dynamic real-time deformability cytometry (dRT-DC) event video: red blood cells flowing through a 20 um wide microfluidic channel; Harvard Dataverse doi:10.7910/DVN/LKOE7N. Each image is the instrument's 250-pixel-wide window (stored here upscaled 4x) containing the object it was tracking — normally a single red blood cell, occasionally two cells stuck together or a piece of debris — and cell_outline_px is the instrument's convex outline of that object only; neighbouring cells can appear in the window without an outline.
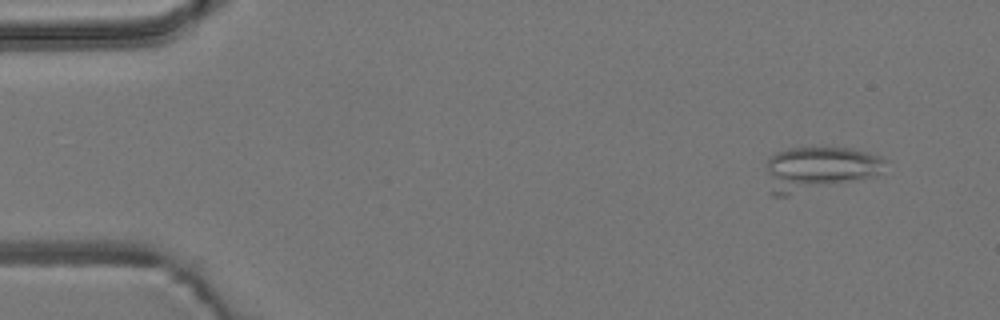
{"species": "common noctule bat (a hibernating species)", "species_latin": "Nyctalus noctula", "temperature_condition": "room temperature", "stored_images_in_passage": 30, "camera_frame_rate_fps": 3000, "um_per_image_px": 0.085, "animal": {"sex": "male", "body_mass_g": 19.2, "forearm_length_mm": 51.8}, "frame": {"image": 1, "passage_image": 4, "time_ms": 1.0, "image_size_px": [1000, 320], "cell_outline_px": [[888, 160], [872, 176], [788, 196], [772, 196], [768, 192], [768, 160], [776, 152], [788, 148], [812, 144], [852, 148], [880, 156]], "centroid_in_image_um": [69.54, 14.29], "position_along_channel_um": 15.5, "area_um2": 31.15}}
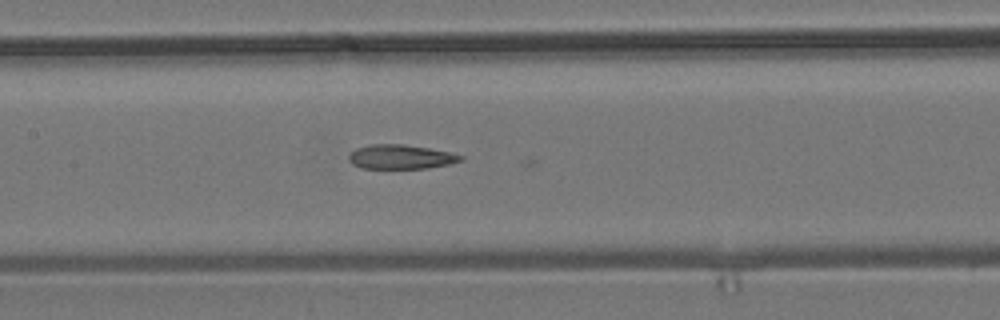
{"frame": {"image": 2, "passage_image": 25, "time_ms": 8.0, "image_size_px": [1000, 320], "cell_outline_px": [[464, 160], [452, 164], [428, 168], [360, 168], [352, 164], [348, 160], [348, 156], [356, 148], [372, 144], [404, 144], [428, 148], [448, 152], [464, 156]], "centroid_in_image_um": [34.08, 13.34], "position_along_channel_um": 173.3, "area_um2": 15.9}}
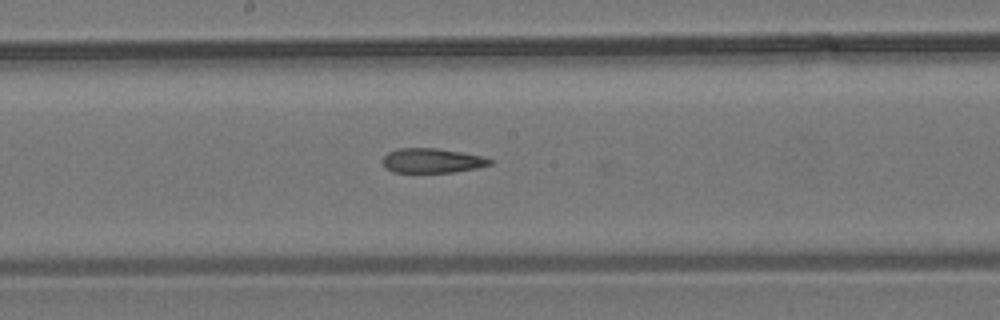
{"frame": {"image": 3, "passage_image": 28, "time_ms": 9.0, "image_size_px": [1000, 320], "cell_outline_px": [[492, 164], [476, 168], [452, 172], [392, 172], [384, 168], [380, 160], [388, 152], [400, 148], [436, 148], [484, 156], [492, 160]], "centroid_in_image_um": [36.68, 13.65], "position_along_channel_um": 211.5, "area_um2": 15.43}}